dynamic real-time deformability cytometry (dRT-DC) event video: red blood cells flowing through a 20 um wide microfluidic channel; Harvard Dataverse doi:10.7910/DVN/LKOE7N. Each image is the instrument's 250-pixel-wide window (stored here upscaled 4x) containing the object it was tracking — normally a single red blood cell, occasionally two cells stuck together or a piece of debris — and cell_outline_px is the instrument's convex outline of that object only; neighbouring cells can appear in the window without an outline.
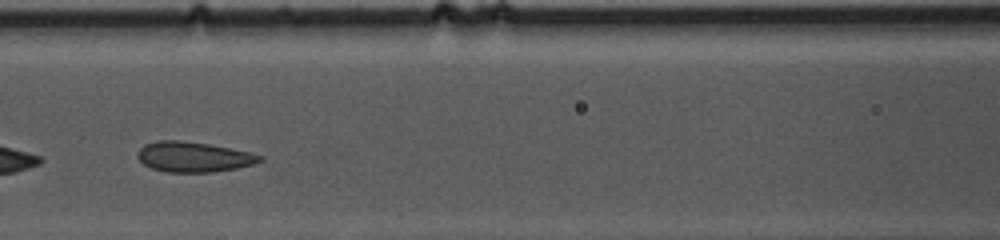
{"species": "common noctule bat (a hibernating species)", "species_latin": "Nyctalus noctula", "temperature_condition": "cold", "stored_images_in_passage": 33, "camera_frame_rate_fps": 3000, "um_per_image_px": 0.085, "animal": {"sex": "female", "body_mass_g": 10.0, "forearm_length_mm": 53.1}, "frame": {"image": 1, "passage_image": 15, "time_ms": 4.667, "image_size_px": [1000, 240], "cell_outline_px": [[264, 160], [252, 164], [236, 168], [212, 172], [168, 172], [152, 168], [144, 164], [136, 156], [140, 148], [144, 144], [156, 140], [180, 140], [208, 144], [248, 152], [264, 156]], "centroid_in_image_um": [16.43, 13.33], "position_along_channel_um": 150.2, "area_um2": 21.39}, "authors_computed_cell_mechanics": {"area_um2": 21.7906, "velocity_mm_per_s": 3.5052, "shape_relaxation_time_tau1_ms": null, "shape_relaxation_time_tau2_ms": 1.0292, "deformation_change_tau1": null, "deformation_change_tau2": 0.0577}}